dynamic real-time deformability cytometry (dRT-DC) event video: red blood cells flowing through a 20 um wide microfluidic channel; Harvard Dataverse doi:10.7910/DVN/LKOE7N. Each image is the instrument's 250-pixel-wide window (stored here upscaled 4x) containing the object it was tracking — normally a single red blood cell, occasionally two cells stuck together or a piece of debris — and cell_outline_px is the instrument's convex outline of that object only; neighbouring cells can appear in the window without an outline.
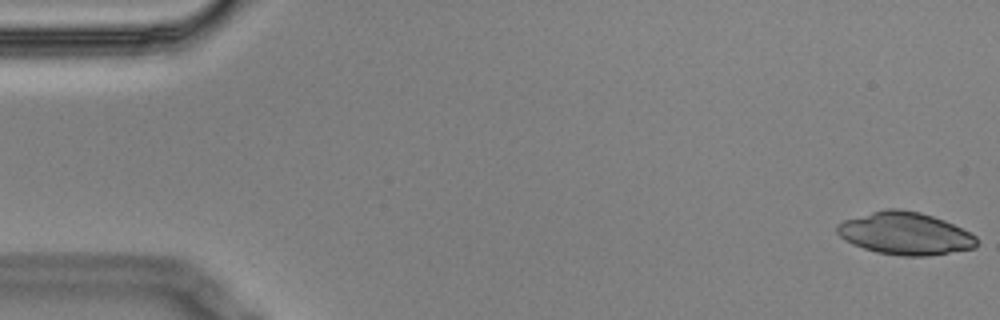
{"species": "Egyptian fruit bat (a non-hibernating species)", "species_latin": "Rousettus aegyptiacus", "temperature_condition": "cold", "stored_images_in_passage": 5, "camera_frame_rate_fps": 3000, "um_per_image_px": 0.085, "animal": {"sex": "male"}, "frame": {"image": 1, "passage_image": 1, "time_ms": 0.0, "image_size_px": [1000, 320], "cell_outline_px": [[976, 248], [928, 256], [904, 256], [876, 252], [852, 244], [844, 240], [836, 232], [836, 224], [844, 220], [872, 212], [888, 208], [900, 208], [920, 212], [944, 220], [976, 236]], "centroid_in_image_um": [76.91, 19.85], "position_along_channel_um": 8.1, "area_um2": 34.45}}